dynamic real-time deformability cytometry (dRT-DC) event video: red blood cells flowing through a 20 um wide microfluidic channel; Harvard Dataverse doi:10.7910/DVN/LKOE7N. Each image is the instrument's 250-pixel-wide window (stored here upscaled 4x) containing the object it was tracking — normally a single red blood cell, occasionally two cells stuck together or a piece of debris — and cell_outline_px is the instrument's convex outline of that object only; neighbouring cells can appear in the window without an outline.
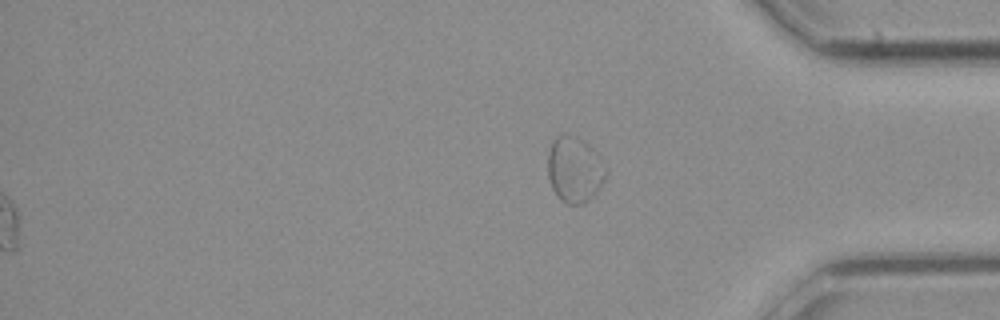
{"species": "common noctule bat (a hibernating species)", "species_latin": "Nyctalus noctula", "temperature_condition": "cold", "stored_images_in_passage": 33, "segment_of_instrument_passage": [2, 2], "camera_frame_rate_fps": 3000, "um_per_image_px": 0.085, "animal": {"sex": "female", "body_mass_g": 21.9}, "frame": {"image": 1, "passage_image": 33, "time_ms": 10.667, "image_size_px": [1000, 320], "cell_outline_px": [[608, 172], [596, 192], [588, 200], [580, 204], [568, 204], [560, 200], [552, 188], [548, 176], [548, 152], [552, 140], [556, 136], [576, 136], [588, 144], [596, 152], [608, 168]], "centroid_in_image_um": [48.84, 14.41], "position_along_channel_um": 386.4, "area_um2": 22.2}}